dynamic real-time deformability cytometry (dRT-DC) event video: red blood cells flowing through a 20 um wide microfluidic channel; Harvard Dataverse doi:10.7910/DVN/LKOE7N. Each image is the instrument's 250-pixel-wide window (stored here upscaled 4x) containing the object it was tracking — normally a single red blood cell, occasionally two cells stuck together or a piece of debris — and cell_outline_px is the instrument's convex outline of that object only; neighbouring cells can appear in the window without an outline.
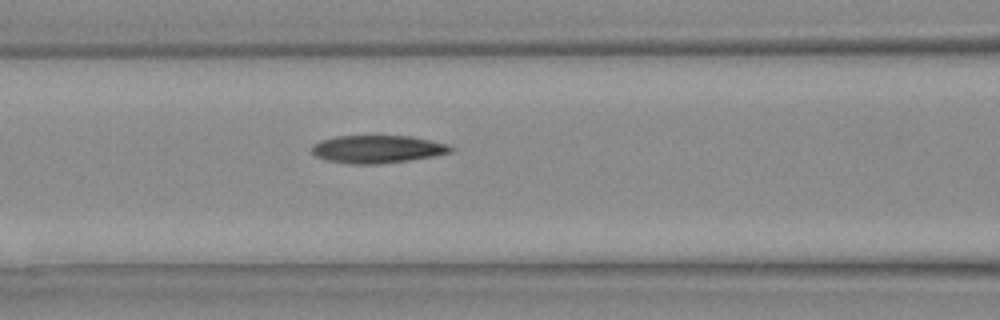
{"species": "Egyptian fruit bat (a non-hibernating species)", "species_latin": "Rousettus aegyptiacus", "temperature_condition": "warm", "stored_images_in_passage": 7, "camera_frame_rate_fps": 3000, "um_per_image_px": 0.085, "animal": {"sex": "female"}, "frame": {"image": 1, "passage_image": 4, "time_ms": 1.0, "image_size_px": [1000, 320], "cell_outline_px": [[456, 148], [452, 152], [432, 156], [408, 160], [380, 164], [348, 164], [324, 160], [312, 156], [312, 144], [320, 140], [336, 136], [408, 136], [448, 144]], "centroid_in_image_um": [32.02, 12.69], "position_along_channel_um": 134.6, "area_um2": 22.66}}